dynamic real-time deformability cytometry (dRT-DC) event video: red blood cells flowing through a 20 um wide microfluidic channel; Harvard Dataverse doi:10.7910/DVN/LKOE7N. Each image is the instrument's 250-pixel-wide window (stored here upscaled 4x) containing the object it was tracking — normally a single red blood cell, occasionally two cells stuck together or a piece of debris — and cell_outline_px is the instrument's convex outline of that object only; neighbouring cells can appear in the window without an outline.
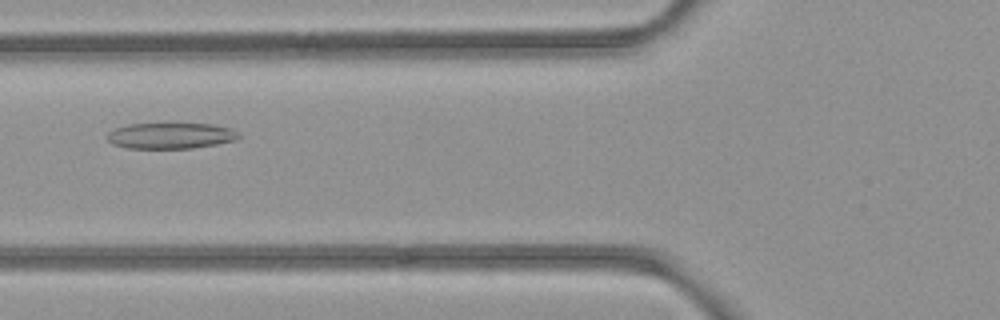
{"species": "common noctule bat (a hibernating species)", "species_latin": "Nyctalus noctula", "temperature_condition": "room temperature", "stored_images_in_passage": 52, "camera_frame_rate_fps": 3000, "um_per_image_px": 0.085, "animal": {"sex": "female", "body_mass_g": 21.9}, "frame": {"image": 1, "passage_image": 20, "time_ms": 6.333, "image_size_px": [1000, 320], "cell_outline_px": [[240, 136], [236, 140], [216, 144], [192, 148], [128, 148], [112, 144], [108, 140], [108, 132], [116, 128], [128, 124], [212, 124], [232, 128]], "centroid_in_image_um": [14.51, 11.53], "position_along_channel_um": 111.3, "area_um2": 19.71}}
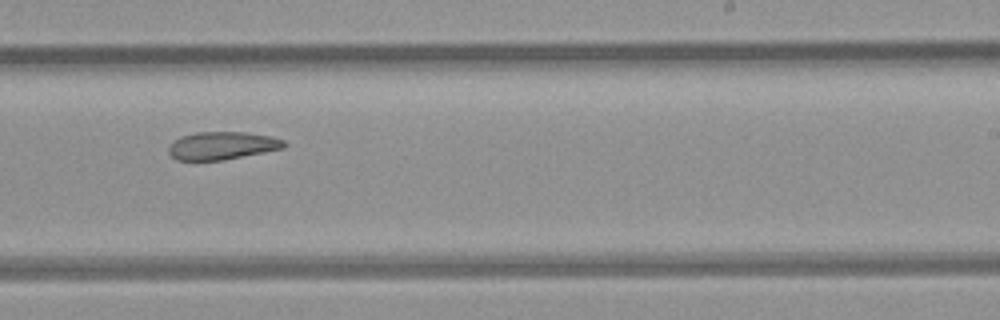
{"frame": {"image": 2, "passage_image": 32, "time_ms": 10.333, "image_size_px": [1000, 320], "cell_outline_px": [[288, 144], [284, 148], [224, 160], [176, 160], [168, 152], [168, 144], [172, 140], [180, 136], [196, 132], [244, 132], [272, 136], [284, 140]], "centroid_in_image_um": [18.86, 12.37], "position_along_channel_um": 270.1, "area_um2": 18.96}}
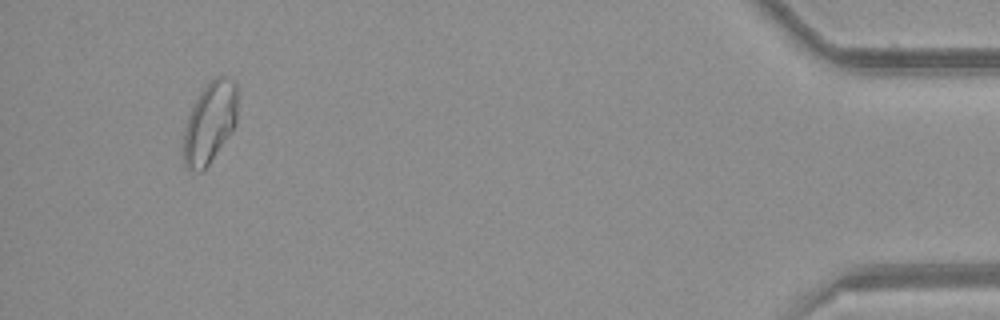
{"frame": {"image": 3, "passage_image": 49, "time_ms": 16.0, "image_size_px": [1000, 320], "cell_outline_px": [[236, 124], [208, 164], [200, 172], [196, 172], [184, 168], [184, 128], [188, 116], [200, 92], [216, 76], [224, 76], [232, 80], [236, 84]], "centroid_in_image_um": [17.81, 10.43], "position_along_channel_um": 417.4, "area_um2": 25.03}}